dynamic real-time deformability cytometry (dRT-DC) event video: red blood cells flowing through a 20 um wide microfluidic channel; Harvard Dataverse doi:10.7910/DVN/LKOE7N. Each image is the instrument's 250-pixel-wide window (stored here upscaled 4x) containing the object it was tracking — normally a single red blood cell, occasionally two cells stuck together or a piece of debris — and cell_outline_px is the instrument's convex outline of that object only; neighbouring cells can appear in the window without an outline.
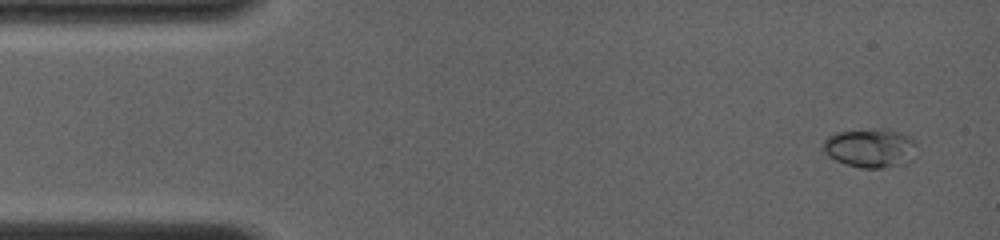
{"species": "common noctule bat (a hibernating species)", "species_latin": "Nyctalus noctula", "temperature_condition": "room temperature", "stored_images_in_passage": 4, "camera_frame_rate_fps": 4000, "um_per_image_px": 0.085, "animal": {"sex": "female", "body_mass_g": 19.0, "forearm_length_mm": 56.7}, "frame": {"image": 1, "passage_image": 1, "time_ms": 0.0, "image_size_px": [1000, 240], "cell_outline_px": [[916, 156], [912, 160], [904, 164], [884, 168], [860, 168], [836, 160], [828, 156], [820, 148], [820, 144], [828, 136], [836, 132], [880, 128], [888, 128], [900, 132], [916, 140]], "centroid_in_image_um": [73.99, 12.57], "position_along_channel_um": 11.0, "area_um2": 21.85}}
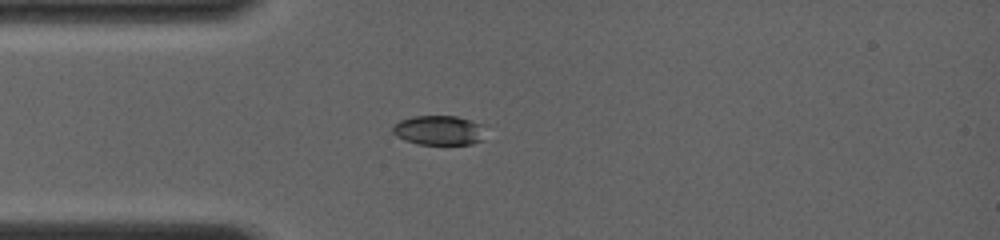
{"frame": {"image": 2, "passage_image": 4, "time_ms": 3.25, "image_size_px": [1000, 240], "cell_outline_px": [[484, 140], [472, 144], [420, 144], [404, 140], [396, 136], [392, 132], [392, 124], [400, 120], [412, 116], [456, 116], [484, 124]], "centroid_in_image_um": [37.32, 11.07], "position_along_channel_um": 47.7, "area_um2": 16.24}}